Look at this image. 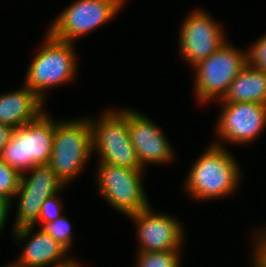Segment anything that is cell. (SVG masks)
<instances>
[{
	"label": "cell",
	"instance_id": "5b68a950",
	"mask_svg": "<svg viewBox=\"0 0 266 267\" xmlns=\"http://www.w3.org/2000/svg\"><path fill=\"white\" fill-rule=\"evenodd\" d=\"M55 131V120L45 110L36 120L14 129L0 158L20 174L35 165L49 164Z\"/></svg>",
	"mask_w": 266,
	"mask_h": 267
},
{
	"label": "cell",
	"instance_id": "8fae6325",
	"mask_svg": "<svg viewBox=\"0 0 266 267\" xmlns=\"http://www.w3.org/2000/svg\"><path fill=\"white\" fill-rule=\"evenodd\" d=\"M64 187V183L49 164L35 165L21 174L19 189L11 202L13 204L18 198L16 219L12 228L34 225L38 221L42 203L48 197L62 192Z\"/></svg>",
	"mask_w": 266,
	"mask_h": 267
},
{
	"label": "cell",
	"instance_id": "7a4b0ae2",
	"mask_svg": "<svg viewBox=\"0 0 266 267\" xmlns=\"http://www.w3.org/2000/svg\"><path fill=\"white\" fill-rule=\"evenodd\" d=\"M44 39L28 65L22 84L45 102L49 89L74 81L78 71V59L74 46L76 43L58 40L47 30Z\"/></svg>",
	"mask_w": 266,
	"mask_h": 267
},
{
	"label": "cell",
	"instance_id": "9a60e30c",
	"mask_svg": "<svg viewBox=\"0 0 266 267\" xmlns=\"http://www.w3.org/2000/svg\"><path fill=\"white\" fill-rule=\"evenodd\" d=\"M45 102L27 86L0 94V124L14 129L36 120L44 112Z\"/></svg>",
	"mask_w": 266,
	"mask_h": 267
},
{
	"label": "cell",
	"instance_id": "ac0fdd59",
	"mask_svg": "<svg viewBox=\"0 0 266 267\" xmlns=\"http://www.w3.org/2000/svg\"><path fill=\"white\" fill-rule=\"evenodd\" d=\"M42 229L49 233L68 252L72 247L73 231L72 225L64 214L52 222L46 223Z\"/></svg>",
	"mask_w": 266,
	"mask_h": 267
},
{
	"label": "cell",
	"instance_id": "8992f818",
	"mask_svg": "<svg viewBox=\"0 0 266 267\" xmlns=\"http://www.w3.org/2000/svg\"><path fill=\"white\" fill-rule=\"evenodd\" d=\"M247 63V50L238 49L228 40L224 42L216 52L192 68L196 101L204 105L222 100Z\"/></svg>",
	"mask_w": 266,
	"mask_h": 267
},
{
	"label": "cell",
	"instance_id": "44dd1931",
	"mask_svg": "<svg viewBox=\"0 0 266 267\" xmlns=\"http://www.w3.org/2000/svg\"><path fill=\"white\" fill-rule=\"evenodd\" d=\"M263 227V228H262ZM261 230L255 231L252 240L251 265L250 267H266V227L263 225Z\"/></svg>",
	"mask_w": 266,
	"mask_h": 267
},
{
	"label": "cell",
	"instance_id": "5bb4252c",
	"mask_svg": "<svg viewBox=\"0 0 266 267\" xmlns=\"http://www.w3.org/2000/svg\"><path fill=\"white\" fill-rule=\"evenodd\" d=\"M24 226L12 229L15 243L24 244L22 253L8 265L10 267H55L68 263L72 258L68 251L41 227ZM34 233H33V232Z\"/></svg>",
	"mask_w": 266,
	"mask_h": 267
},
{
	"label": "cell",
	"instance_id": "6da1fadb",
	"mask_svg": "<svg viewBox=\"0 0 266 267\" xmlns=\"http://www.w3.org/2000/svg\"><path fill=\"white\" fill-rule=\"evenodd\" d=\"M226 147L210 143L190 165L184 191L196 201L226 199L234 194L242 181L241 167Z\"/></svg>",
	"mask_w": 266,
	"mask_h": 267
},
{
	"label": "cell",
	"instance_id": "e0dca14e",
	"mask_svg": "<svg viewBox=\"0 0 266 267\" xmlns=\"http://www.w3.org/2000/svg\"><path fill=\"white\" fill-rule=\"evenodd\" d=\"M181 249L167 251L137 252L134 267H180Z\"/></svg>",
	"mask_w": 266,
	"mask_h": 267
},
{
	"label": "cell",
	"instance_id": "ffe728a7",
	"mask_svg": "<svg viewBox=\"0 0 266 267\" xmlns=\"http://www.w3.org/2000/svg\"><path fill=\"white\" fill-rule=\"evenodd\" d=\"M63 204L58 194L48 197L41 205L38 221L34 226L36 227L38 223H41V227H43L46 223L61 217L63 215L61 212L63 210L62 208H64Z\"/></svg>",
	"mask_w": 266,
	"mask_h": 267
},
{
	"label": "cell",
	"instance_id": "52a82bcc",
	"mask_svg": "<svg viewBox=\"0 0 266 267\" xmlns=\"http://www.w3.org/2000/svg\"><path fill=\"white\" fill-rule=\"evenodd\" d=\"M144 171L98 163L95 182L99 194L109 206L127 217L147 209L151 204L143 185Z\"/></svg>",
	"mask_w": 266,
	"mask_h": 267
},
{
	"label": "cell",
	"instance_id": "4fadbf2b",
	"mask_svg": "<svg viewBox=\"0 0 266 267\" xmlns=\"http://www.w3.org/2000/svg\"><path fill=\"white\" fill-rule=\"evenodd\" d=\"M128 131L141 166L170 164L175 159L173 145L156 122L128 108Z\"/></svg>",
	"mask_w": 266,
	"mask_h": 267
},
{
	"label": "cell",
	"instance_id": "603a6c76",
	"mask_svg": "<svg viewBox=\"0 0 266 267\" xmlns=\"http://www.w3.org/2000/svg\"><path fill=\"white\" fill-rule=\"evenodd\" d=\"M12 206L13 205L11 204L10 200L0 196V233H2L5 228V225H7L6 223L9 218L8 216L12 209Z\"/></svg>",
	"mask_w": 266,
	"mask_h": 267
},
{
	"label": "cell",
	"instance_id": "277c9868",
	"mask_svg": "<svg viewBox=\"0 0 266 267\" xmlns=\"http://www.w3.org/2000/svg\"><path fill=\"white\" fill-rule=\"evenodd\" d=\"M99 116L98 118L89 116L93 155L94 153L98 155V163L146 170L141 166L130 140L127 107L107 108Z\"/></svg>",
	"mask_w": 266,
	"mask_h": 267
},
{
	"label": "cell",
	"instance_id": "d4e9b609",
	"mask_svg": "<svg viewBox=\"0 0 266 267\" xmlns=\"http://www.w3.org/2000/svg\"><path fill=\"white\" fill-rule=\"evenodd\" d=\"M81 263L82 262L77 261V259L72 258L68 263L55 267H83Z\"/></svg>",
	"mask_w": 266,
	"mask_h": 267
},
{
	"label": "cell",
	"instance_id": "d6986e66",
	"mask_svg": "<svg viewBox=\"0 0 266 267\" xmlns=\"http://www.w3.org/2000/svg\"><path fill=\"white\" fill-rule=\"evenodd\" d=\"M20 179L21 174L0 158V196L12 202L19 189Z\"/></svg>",
	"mask_w": 266,
	"mask_h": 267
},
{
	"label": "cell",
	"instance_id": "2e32d148",
	"mask_svg": "<svg viewBox=\"0 0 266 267\" xmlns=\"http://www.w3.org/2000/svg\"><path fill=\"white\" fill-rule=\"evenodd\" d=\"M218 102H254L266 105V72L247 63L231 82L226 95Z\"/></svg>",
	"mask_w": 266,
	"mask_h": 267
},
{
	"label": "cell",
	"instance_id": "cb8c5ba5",
	"mask_svg": "<svg viewBox=\"0 0 266 267\" xmlns=\"http://www.w3.org/2000/svg\"><path fill=\"white\" fill-rule=\"evenodd\" d=\"M13 131H14L13 127H11L9 125H5V124H0V154H1L4 146L11 139Z\"/></svg>",
	"mask_w": 266,
	"mask_h": 267
},
{
	"label": "cell",
	"instance_id": "7402d4cb",
	"mask_svg": "<svg viewBox=\"0 0 266 267\" xmlns=\"http://www.w3.org/2000/svg\"><path fill=\"white\" fill-rule=\"evenodd\" d=\"M247 59L250 66L266 72V34L247 49Z\"/></svg>",
	"mask_w": 266,
	"mask_h": 267
},
{
	"label": "cell",
	"instance_id": "ba28073f",
	"mask_svg": "<svg viewBox=\"0 0 266 267\" xmlns=\"http://www.w3.org/2000/svg\"><path fill=\"white\" fill-rule=\"evenodd\" d=\"M125 2L127 0H75L51 21L47 31L58 40L74 43L115 18Z\"/></svg>",
	"mask_w": 266,
	"mask_h": 267
},
{
	"label": "cell",
	"instance_id": "9c48e42d",
	"mask_svg": "<svg viewBox=\"0 0 266 267\" xmlns=\"http://www.w3.org/2000/svg\"><path fill=\"white\" fill-rule=\"evenodd\" d=\"M221 112L214 132L216 144L225 147L255 142L266 128V105L254 102H219Z\"/></svg>",
	"mask_w": 266,
	"mask_h": 267
},
{
	"label": "cell",
	"instance_id": "7c38bea8",
	"mask_svg": "<svg viewBox=\"0 0 266 267\" xmlns=\"http://www.w3.org/2000/svg\"><path fill=\"white\" fill-rule=\"evenodd\" d=\"M127 218L131 219L136 227V238L139 243L137 252L182 249L185 243L184 226L173 215L155 213L150 206Z\"/></svg>",
	"mask_w": 266,
	"mask_h": 267
},
{
	"label": "cell",
	"instance_id": "3957f363",
	"mask_svg": "<svg viewBox=\"0 0 266 267\" xmlns=\"http://www.w3.org/2000/svg\"><path fill=\"white\" fill-rule=\"evenodd\" d=\"M93 156L92 129L88 117L55 120L49 165L67 187Z\"/></svg>",
	"mask_w": 266,
	"mask_h": 267
},
{
	"label": "cell",
	"instance_id": "30bf717a",
	"mask_svg": "<svg viewBox=\"0 0 266 267\" xmlns=\"http://www.w3.org/2000/svg\"><path fill=\"white\" fill-rule=\"evenodd\" d=\"M206 11L203 8L191 11L179 29L180 57L192 68L216 52L228 40L224 26H220Z\"/></svg>",
	"mask_w": 266,
	"mask_h": 267
}]
</instances>
